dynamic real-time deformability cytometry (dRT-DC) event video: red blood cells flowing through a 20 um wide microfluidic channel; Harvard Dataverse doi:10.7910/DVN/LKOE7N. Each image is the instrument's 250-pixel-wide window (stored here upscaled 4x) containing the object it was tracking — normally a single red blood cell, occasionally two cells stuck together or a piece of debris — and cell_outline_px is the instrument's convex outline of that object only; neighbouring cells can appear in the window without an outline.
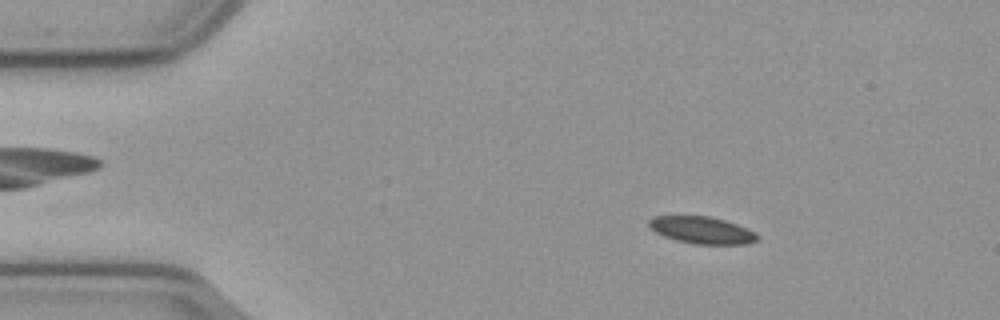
{"species": "common noctule bat (a hibernating species)", "species_latin": "Nyctalus noctula", "temperature_condition": "cold", "stored_images_in_passage": 55, "camera_frame_rate_fps": 3000, "um_per_image_px": 0.085, "animal": {"sex": "male", "body_mass_g": 23.1, "forearm_length_mm": 52.7}, "frame": {"image": 1, "passage_image": 7, "time_ms": 2.0, "image_size_px": [1000, 320], "cell_outline_px": [[756, 240], [744, 244], [692, 244], [676, 240], [664, 236], [656, 232], [648, 224], [648, 220], [652, 216], [708, 216], [724, 220], [736, 224], [756, 232]], "centroid_in_image_um": [59.62, 19.56], "position_along_channel_um": 25.4, "area_um2": 16.88}}
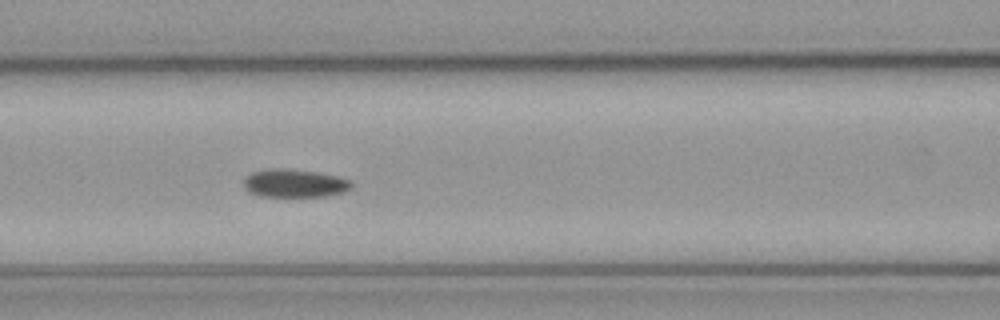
{"frame": {"image": 2, "passage_image": 22, "time_ms": 7.0, "image_size_px": [1000, 320], "cell_outline_px": [[352, 188], [344, 192], [328, 196], [260, 196], [248, 192], [244, 188], [244, 180], [252, 172], [268, 168], [276, 168], [316, 172], [336, 176], [348, 180], [352, 184]], "centroid_in_image_um": [25.02, 15.59], "position_along_channel_um": 141.6, "area_um2": 17.51}}
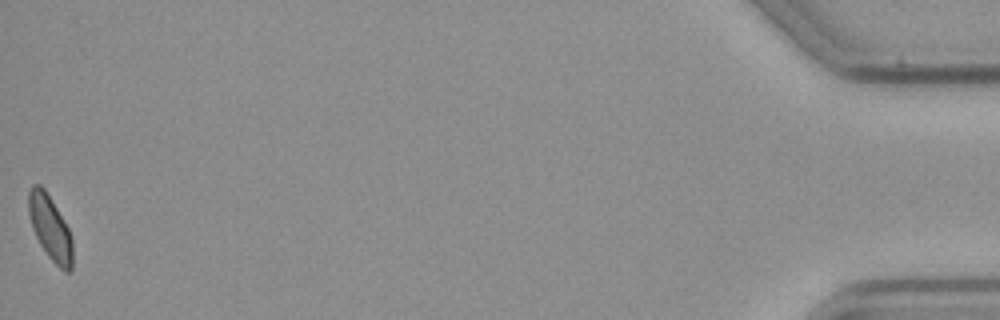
{"frame": {"image": 3, "passage_image": 55, "time_ms": 18.0, "image_size_px": [1000, 320], "cell_outline_px": [[72, 272], [64, 272], [48, 256], [40, 244], [32, 228], [28, 212], [28, 192], [32, 184], [40, 184], [44, 188], [52, 200], [68, 228], [72, 240]], "centroid_in_image_um": [4.25, 19.36], "position_along_channel_um": 430.9, "area_um2": 16.53}, "authors_computed_cell_mechanics": {"area_um2": 17.2822, "velocity_mm_per_s": 3.5983, "shape_relaxation_time_tau1_ms": null, "shape_relaxation_time_tau2_ms": 4.7058, "deformation_change_tau1": null, "deformation_change_tau2": 0.0644}}